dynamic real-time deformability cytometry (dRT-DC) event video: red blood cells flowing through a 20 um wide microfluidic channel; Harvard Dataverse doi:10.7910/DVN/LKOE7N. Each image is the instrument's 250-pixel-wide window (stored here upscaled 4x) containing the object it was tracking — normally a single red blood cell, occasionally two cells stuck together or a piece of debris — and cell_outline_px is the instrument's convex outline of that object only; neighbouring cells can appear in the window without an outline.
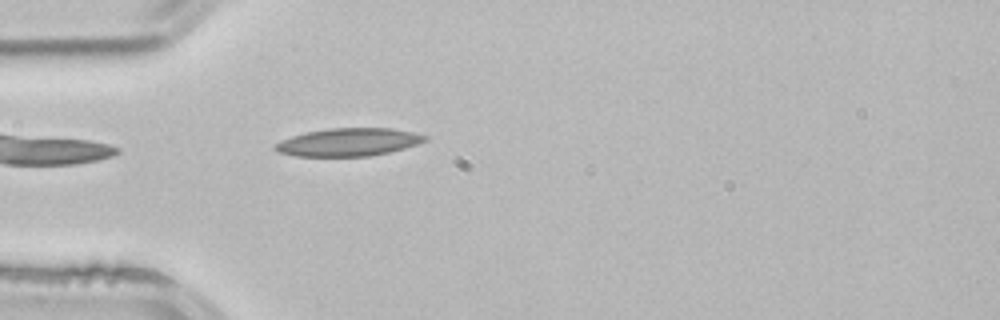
{"species": "common noctule bat (a hibernating species)", "species_latin": "Nyctalus noctula", "temperature_condition": "room temperature", "stored_images_in_passage": 38, "camera_frame_rate_fps": 3000, "um_per_image_px": 0.085, "animal": {"sex": "male", "body_mass_g": 21.5, "forearm_length_mm": 52.0}, "frame": {"image": 1, "passage_image": 1, "time_ms": 0.0, "image_size_px": [1000, 320], "cell_outline_px": [[428, 140], [404, 148], [388, 152], [368, 156], [296, 156], [280, 152], [272, 148], [280, 140], [292, 136], [308, 132], [328, 128], [392, 128], [416, 132], [428, 136]], "centroid_in_image_um": [29.65, 12.07], "position_along_channel_um": 55.4, "area_um2": 24.28}}
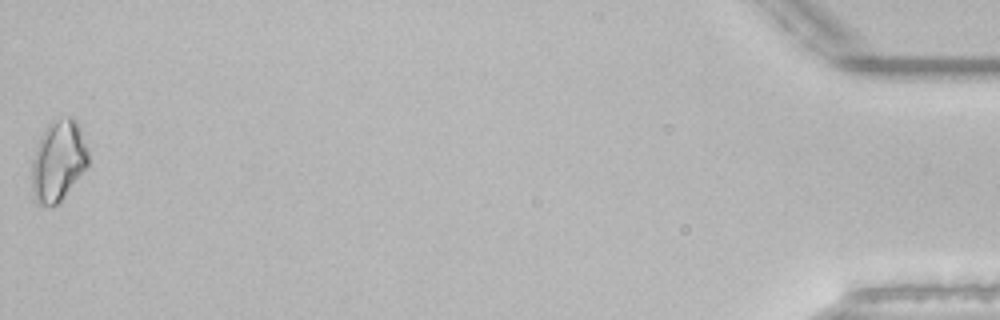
{"frame": {"image": 2, "passage_image": 38, "time_ms": 12.333, "image_size_px": [1000, 320], "cell_outline_px": [[88, 164], [64, 196], [56, 204], [40, 204], [36, 200], [32, 192], [32, 160], [36, 148], [48, 124], [52, 120], [68, 116], [72, 116], [76, 120], [80, 128], [88, 148]], "centroid_in_image_um": [4.96, 13.62], "position_along_channel_um": 430.2, "area_um2": 26.13}}